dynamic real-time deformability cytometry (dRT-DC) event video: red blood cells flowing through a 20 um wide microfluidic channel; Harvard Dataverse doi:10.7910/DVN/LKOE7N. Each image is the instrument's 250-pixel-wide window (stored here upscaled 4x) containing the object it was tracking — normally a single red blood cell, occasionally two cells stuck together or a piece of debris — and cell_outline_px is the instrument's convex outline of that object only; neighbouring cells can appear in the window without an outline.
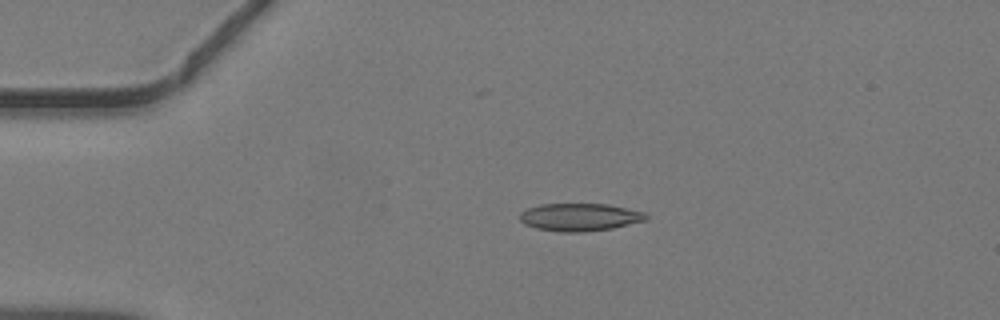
{"species": "common noctule bat (a hibernating species)", "species_latin": "Nyctalus noctula", "temperature_condition": "warm", "stored_images_in_passage": 43, "camera_frame_rate_fps": 3000, "um_per_image_px": 0.085, "animal": {"sex": "male", "body_mass_g": 19.2, "forearm_length_mm": 51.8}, "frame": {"image": 1, "passage_image": 7, "time_ms": 2.0, "image_size_px": [1000, 320], "cell_outline_px": [[648, 220], [612, 228], [584, 232], [556, 232], [536, 228], [524, 224], [520, 220], [520, 212], [528, 208], [540, 204], [608, 204], [644, 212], [648, 216]], "centroid_in_image_um": [49.27, 18.46], "position_along_channel_um": 35.7, "area_um2": 20.46}}
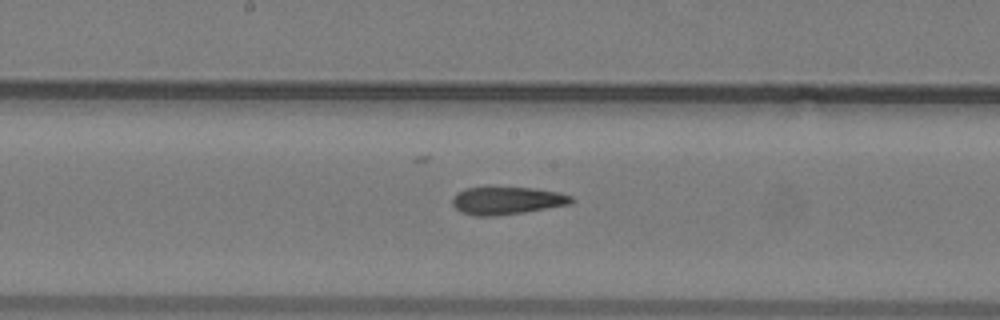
{"frame": {"image": 2, "passage_image": 21, "time_ms": 6.667, "image_size_px": [1000, 320], "cell_outline_px": [[576, 200], [572, 204], [524, 212], [496, 216], [476, 216], [464, 212], [456, 208], [452, 204], [452, 196], [456, 192], [464, 188], [488, 184], [536, 188], [560, 192], [572, 196]], "centroid_in_image_um": [43.08, 16.99], "position_along_channel_um": 205.1, "area_um2": 20.29}}
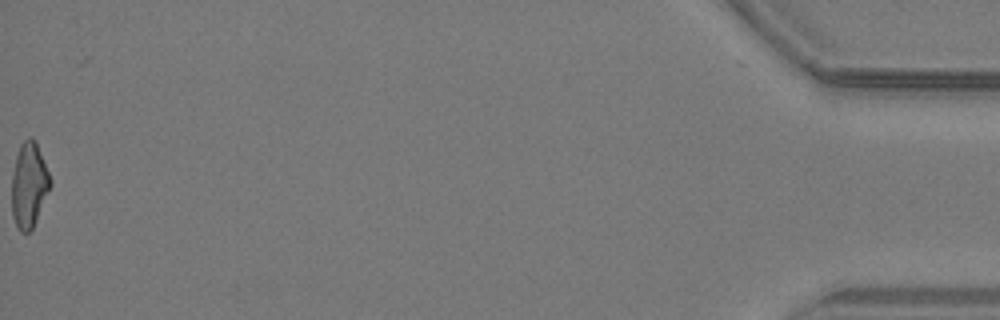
{"frame": {"image": 3, "passage_image": 43, "time_ms": 14.0, "image_size_px": [1000, 320], "cell_outline_px": [[52, 184], [36, 220], [32, 228], [28, 232], [20, 232], [12, 216], [12, 176], [16, 156], [20, 144], [28, 136], [32, 136], [36, 140], [52, 180]], "centroid_in_image_um": [2.47, 15.68], "position_along_channel_um": 432.7, "area_um2": 19.19}}